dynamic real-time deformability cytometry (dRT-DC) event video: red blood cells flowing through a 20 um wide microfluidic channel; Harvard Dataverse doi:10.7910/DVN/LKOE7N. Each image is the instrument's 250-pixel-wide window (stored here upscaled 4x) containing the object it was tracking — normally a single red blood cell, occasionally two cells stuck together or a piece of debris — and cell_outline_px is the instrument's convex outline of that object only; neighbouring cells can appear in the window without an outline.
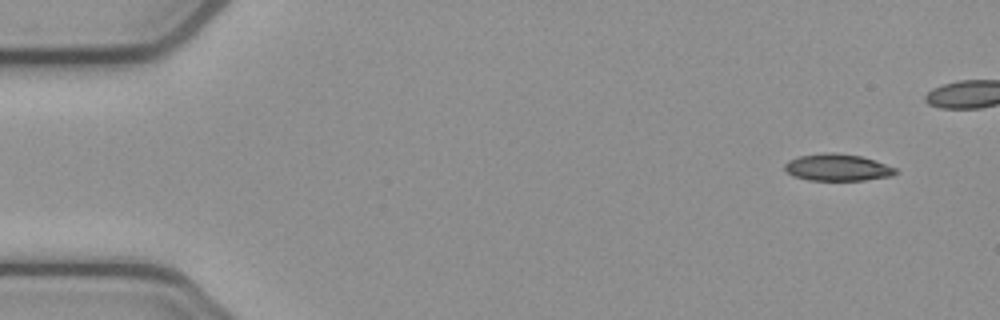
{"species": "common noctule bat (a hibernating species)", "species_latin": "Nyctalus noctula", "temperature_condition": "cold", "stored_images_in_passage": 5, "camera_frame_rate_fps": 3000, "um_per_image_px": 0.085, "animal": {"sex": "female", "body_mass_g": 21.9}, "frame": {"image": 1, "passage_image": 1, "time_ms": 0.0, "image_size_px": [1000, 320], "cell_outline_px": [[900, 172], [892, 176], [864, 180], [808, 180], [792, 176], [784, 168], [784, 164], [788, 160], [796, 156], [824, 152], [832, 152], [860, 156], [896, 168]], "centroid_in_image_um": [71.15, 14.23], "position_along_channel_um": 13.9, "area_um2": 17.46}}